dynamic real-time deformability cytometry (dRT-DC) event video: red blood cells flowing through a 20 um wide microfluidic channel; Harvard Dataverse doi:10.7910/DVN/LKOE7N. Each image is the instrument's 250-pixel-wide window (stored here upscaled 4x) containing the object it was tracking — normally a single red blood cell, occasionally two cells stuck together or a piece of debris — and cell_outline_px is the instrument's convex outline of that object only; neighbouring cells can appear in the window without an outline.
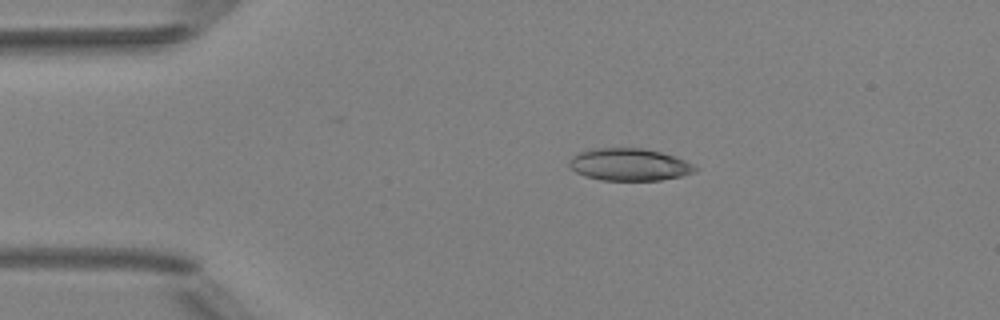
{"species": "Egyptian fruit bat (a non-hibernating species)", "species_latin": "Rousettus aegyptiacus", "temperature_condition": "room temperature", "stored_images_in_passage": 5, "camera_frame_rate_fps": 3000, "um_per_image_px": 0.085, "animal": {"sex": "female"}, "frame": {"image": 1, "passage_image": 3, "time_ms": 3.0, "image_size_px": [1000, 320], "cell_outline_px": [[696, 172], [680, 176], [660, 180], [600, 180], [584, 176], [576, 172], [568, 164], [572, 156], [580, 152], [592, 148], [644, 148], [676, 156], [692, 164], [696, 168]], "centroid_in_image_um": [53.47, 13.98], "position_along_channel_um": 31.5, "area_um2": 23.64}}
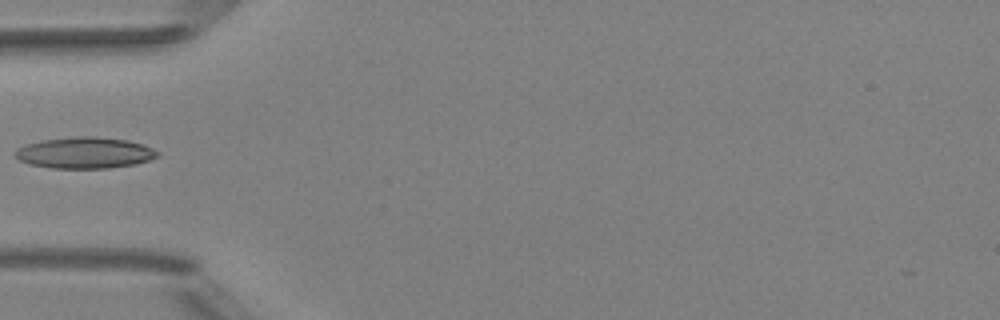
{"frame": {"image": 2, "passage_image": 5, "time_ms": 5.333, "image_size_px": [1000, 320], "cell_outline_px": [[160, 156], [136, 164], [108, 168], [52, 168], [28, 164], [20, 160], [16, 156], [16, 148], [40, 140], [76, 136], [96, 136], [128, 140], [144, 144], [160, 152]], "centroid_in_image_um": [7.24, 12.98], "position_along_channel_um": 77.8, "area_um2": 26.07}}